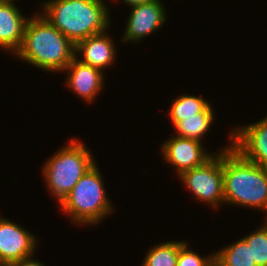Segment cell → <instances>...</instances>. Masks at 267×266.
<instances>
[{
	"instance_id": "obj_1",
	"label": "cell",
	"mask_w": 267,
	"mask_h": 266,
	"mask_svg": "<svg viewBox=\"0 0 267 266\" xmlns=\"http://www.w3.org/2000/svg\"><path fill=\"white\" fill-rule=\"evenodd\" d=\"M29 16L23 41L14 56L45 72H63L75 58V45L41 12Z\"/></svg>"
},
{
	"instance_id": "obj_2",
	"label": "cell",
	"mask_w": 267,
	"mask_h": 266,
	"mask_svg": "<svg viewBox=\"0 0 267 266\" xmlns=\"http://www.w3.org/2000/svg\"><path fill=\"white\" fill-rule=\"evenodd\" d=\"M222 170L224 205L257 209L267 219V169L230 146L222 151Z\"/></svg>"
},
{
	"instance_id": "obj_3",
	"label": "cell",
	"mask_w": 267,
	"mask_h": 266,
	"mask_svg": "<svg viewBox=\"0 0 267 266\" xmlns=\"http://www.w3.org/2000/svg\"><path fill=\"white\" fill-rule=\"evenodd\" d=\"M40 4L41 14L74 45L112 24L105 0H48Z\"/></svg>"
},
{
	"instance_id": "obj_4",
	"label": "cell",
	"mask_w": 267,
	"mask_h": 266,
	"mask_svg": "<svg viewBox=\"0 0 267 266\" xmlns=\"http://www.w3.org/2000/svg\"><path fill=\"white\" fill-rule=\"evenodd\" d=\"M97 165L96 163L81 177L59 204V209L67 214L71 224L97 226L115 211Z\"/></svg>"
},
{
	"instance_id": "obj_5",
	"label": "cell",
	"mask_w": 267,
	"mask_h": 266,
	"mask_svg": "<svg viewBox=\"0 0 267 266\" xmlns=\"http://www.w3.org/2000/svg\"><path fill=\"white\" fill-rule=\"evenodd\" d=\"M80 139L71 138L42 166L48 192L59 205L81 177L96 164L91 150Z\"/></svg>"
},
{
	"instance_id": "obj_6",
	"label": "cell",
	"mask_w": 267,
	"mask_h": 266,
	"mask_svg": "<svg viewBox=\"0 0 267 266\" xmlns=\"http://www.w3.org/2000/svg\"><path fill=\"white\" fill-rule=\"evenodd\" d=\"M229 144L218 150L209 160L201 166L183 172L179 179L197 201L205 203L212 209L224 205V187L222 170V151L231 146V133Z\"/></svg>"
},
{
	"instance_id": "obj_7",
	"label": "cell",
	"mask_w": 267,
	"mask_h": 266,
	"mask_svg": "<svg viewBox=\"0 0 267 266\" xmlns=\"http://www.w3.org/2000/svg\"><path fill=\"white\" fill-rule=\"evenodd\" d=\"M130 9L121 39L123 43H140L147 36L161 29L168 19L165 5L161 0H152L132 6Z\"/></svg>"
},
{
	"instance_id": "obj_8",
	"label": "cell",
	"mask_w": 267,
	"mask_h": 266,
	"mask_svg": "<svg viewBox=\"0 0 267 266\" xmlns=\"http://www.w3.org/2000/svg\"><path fill=\"white\" fill-rule=\"evenodd\" d=\"M37 236L0 215V266L35 255Z\"/></svg>"
},
{
	"instance_id": "obj_9",
	"label": "cell",
	"mask_w": 267,
	"mask_h": 266,
	"mask_svg": "<svg viewBox=\"0 0 267 266\" xmlns=\"http://www.w3.org/2000/svg\"><path fill=\"white\" fill-rule=\"evenodd\" d=\"M203 145L200 141L173 134L161 144L160 151L165 163L170 164L180 176L185 171L201 166L215 154L206 152Z\"/></svg>"
},
{
	"instance_id": "obj_10",
	"label": "cell",
	"mask_w": 267,
	"mask_h": 266,
	"mask_svg": "<svg viewBox=\"0 0 267 266\" xmlns=\"http://www.w3.org/2000/svg\"><path fill=\"white\" fill-rule=\"evenodd\" d=\"M231 131V146L246 160L267 169V116Z\"/></svg>"
},
{
	"instance_id": "obj_11",
	"label": "cell",
	"mask_w": 267,
	"mask_h": 266,
	"mask_svg": "<svg viewBox=\"0 0 267 266\" xmlns=\"http://www.w3.org/2000/svg\"><path fill=\"white\" fill-rule=\"evenodd\" d=\"M64 71L65 73L67 72L66 87L70 88L71 92L87 103L91 104L95 101L97 95L104 88L106 74L99 69L80 62L76 57Z\"/></svg>"
},
{
	"instance_id": "obj_12",
	"label": "cell",
	"mask_w": 267,
	"mask_h": 266,
	"mask_svg": "<svg viewBox=\"0 0 267 266\" xmlns=\"http://www.w3.org/2000/svg\"><path fill=\"white\" fill-rule=\"evenodd\" d=\"M109 30L89 36L75 45V57L80 62L101 70L113 66L117 58V46L108 34ZM109 35V36H108ZM82 56L80 58V56Z\"/></svg>"
},
{
	"instance_id": "obj_13",
	"label": "cell",
	"mask_w": 267,
	"mask_h": 266,
	"mask_svg": "<svg viewBox=\"0 0 267 266\" xmlns=\"http://www.w3.org/2000/svg\"><path fill=\"white\" fill-rule=\"evenodd\" d=\"M29 17L23 16L17 3L0 2V49L13 55L20 48Z\"/></svg>"
},
{
	"instance_id": "obj_14",
	"label": "cell",
	"mask_w": 267,
	"mask_h": 266,
	"mask_svg": "<svg viewBox=\"0 0 267 266\" xmlns=\"http://www.w3.org/2000/svg\"><path fill=\"white\" fill-rule=\"evenodd\" d=\"M214 110L210 104L198 117H183L173 126L176 136L188 139H194L203 143L202 138L210 130L215 122Z\"/></svg>"
},
{
	"instance_id": "obj_15",
	"label": "cell",
	"mask_w": 267,
	"mask_h": 266,
	"mask_svg": "<svg viewBox=\"0 0 267 266\" xmlns=\"http://www.w3.org/2000/svg\"><path fill=\"white\" fill-rule=\"evenodd\" d=\"M214 263L215 266H257L251 246L243 238L215 251Z\"/></svg>"
},
{
	"instance_id": "obj_16",
	"label": "cell",
	"mask_w": 267,
	"mask_h": 266,
	"mask_svg": "<svg viewBox=\"0 0 267 266\" xmlns=\"http://www.w3.org/2000/svg\"><path fill=\"white\" fill-rule=\"evenodd\" d=\"M211 103L201 96L181 94L174 98L168 109L167 117L174 126L183 117H198Z\"/></svg>"
},
{
	"instance_id": "obj_17",
	"label": "cell",
	"mask_w": 267,
	"mask_h": 266,
	"mask_svg": "<svg viewBox=\"0 0 267 266\" xmlns=\"http://www.w3.org/2000/svg\"><path fill=\"white\" fill-rule=\"evenodd\" d=\"M179 255V241L156 244L149 248L141 266H176Z\"/></svg>"
},
{
	"instance_id": "obj_18",
	"label": "cell",
	"mask_w": 267,
	"mask_h": 266,
	"mask_svg": "<svg viewBox=\"0 0 267 266\" xmlns=\"http://www.w3.org/2000/svg\"><path fill=\"white\" fill-rule=\"evenodd\" d=\"M257 228L242 238L251 246L252 259L256 265L267 266V219Z\"/></svg>"
},
{
	"instance_id": "obj_19",
	"label": "cell",
	"mask_w": 267,
	"mask_h": 266,
	"mask_svg": "<svg viewBox=\"0 0 267 266\" xmlns=\"http://www.w3.org/2000/svg\"><path fill=\"white\" fill-rule=\"evenodd\" d=\"M189 248L188 242L179 241V255L176 266H215L214 252L205 256Z\"/></svg>"
},
{
	"instance_id": "obj_20",
	"label": "cell",
	"mask_w": 267,
	"mask_h": 266,
	"mask_svg": "<svg viewBox=\"0 0 267 266\" xmlns=\"http://www.w3.org/2000/svg\"><path fill=\"white\" fill-rule=\"evenodd\" d=\"M8 266H45L43 262L33 259V256L10 263Z\"/></svg>"
},
{
	"instance_id": "obj_21",
	"label": "cell",
	"mask_w": 267,
	"mask_h": 266,
	"mask_svg": "<svg viewBox=\"0 0 267 266\" xmlns=\"http://www.w3.org/2000/svg\"><path fill=\"white\" fill-rule=\"evenodd\" d=\"M117 0H115L116 2ZM120 1V0H119ZM152 0H122L123 3H125L126 5H128L129 7L135 6V5H140L143 3H148Z\"/></svg>"
},
{
	"instance_id": "obj_22",
	"label": "cell",
	"mask_w": 267,
	"mask_h": 266,
	"mask_svg": "<svg viewBox=\"0 0 267 266\" xmlns=\"http://www.w3.org/2000/svg\"><path fill=\"white\" fill-rule=\"evenodd\" d=\"M16 0H0V2H11L14 3Z\"/></svg>"
}]
</instances>
